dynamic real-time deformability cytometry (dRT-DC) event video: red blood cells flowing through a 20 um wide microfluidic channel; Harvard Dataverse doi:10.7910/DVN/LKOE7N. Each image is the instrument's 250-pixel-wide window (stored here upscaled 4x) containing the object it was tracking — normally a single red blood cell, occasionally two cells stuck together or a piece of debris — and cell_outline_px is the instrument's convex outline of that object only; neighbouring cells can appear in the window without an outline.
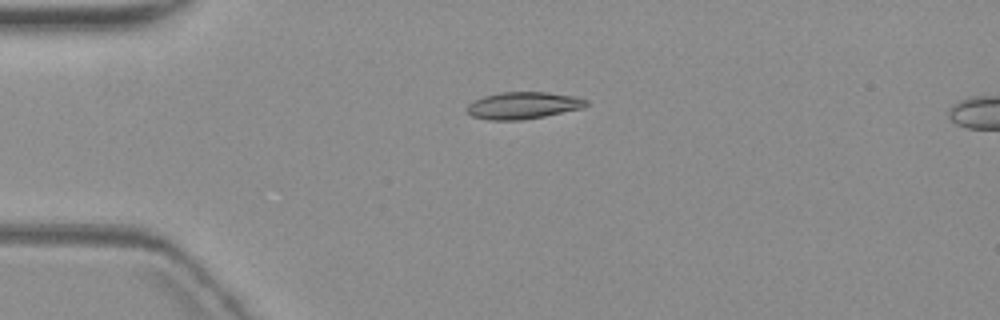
{"species": "common noctule bat (a hibernating species)", "species_latin": "Nyctalus noctula", "temperature_condition": "warm", "stored_images_in_passage": 4, "camera_frame_rate_fps": 3000, "um_per_image_px": 0.085, "animal": {"sex": "female", "body_mass_g": 19.3, "forearm_length_mm": 54.1}, "frame": {"image": 1, "passage_image": 2, "time_ms": 1.333, "image_size_px": [1000, 320], "cell_outline_px": [[588, 104], [584, 108], [544, 116], [520, 120], [488, 120], [472, 116], [468, 112], [468, 104], [484, 96], [500, 92], [548, 92], [576, 96], [588, 100]], "centroid_in_image_um": [44.51, 8.96], "position_along_channel_um": 40.5, "area_um2": 18.73}}